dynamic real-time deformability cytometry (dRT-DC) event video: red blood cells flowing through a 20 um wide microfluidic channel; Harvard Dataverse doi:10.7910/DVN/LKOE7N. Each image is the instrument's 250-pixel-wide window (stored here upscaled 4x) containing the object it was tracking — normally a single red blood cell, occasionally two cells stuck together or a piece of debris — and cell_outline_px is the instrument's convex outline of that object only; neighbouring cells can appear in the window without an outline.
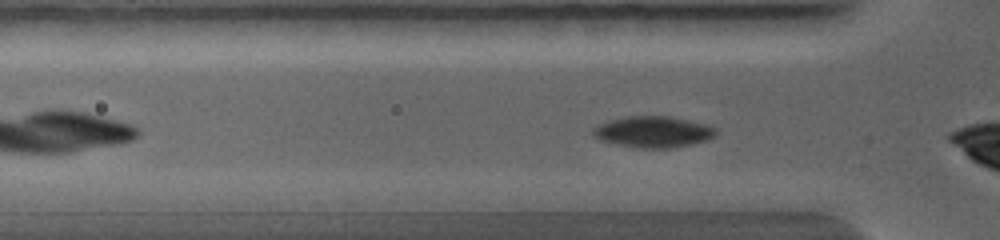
{"species": "common noctule bat (a hibernating species)", "species_latin": "Nyctalus noctula", "temperature_condition": "warm", "stored_images_in_passage": 46, "camera_frame_rate_fps": 5000, "um_per_image_px": 0.085, "animal": {"sex": "female", "body_mass_g": 19.0, "forearm_length_mm": 56.7}, "frame": {"image": 1, "passage_image": 8, "time_ms": 1.0, "image_size_px": [1000, 240], "cell_outline_px": [[712, 136], [704, 140], [676, 148], [632, 148], [600, 140], [592, 132], [596, 128], [604, 124], [616, 120], [632, 116], [664, 116], [712, 128]], "centroid_in_image_um": [55.43, 11.26], "position_along_channel_um": 70.4, "area_um2": 20.92}}
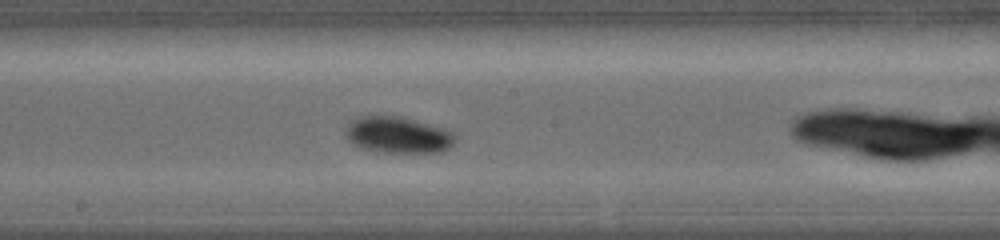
{"frame": {"image": 2, "passage_image": 28, "time_ms": 3.6, "image_size_px": [1000, 240], "cell_outline_px": [[452, 144], [444, 152], [380, 152], [360, 148], [348, 140], [348, 128], [356, 120], [364, 116], [392, 116], [448, 132], [452, 136]], "centroid_in_image_um": [33.75, 11.53], "position_along_channel_um": 214.4, "area_um2": 21.5}}
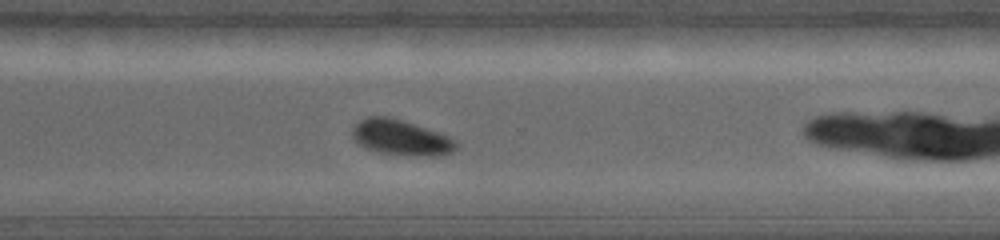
{"frame": {"image": 3, "passage_image": 44, "time_ms": 5.8, "image_size_px": [1000, 240], "cell_outline_px": [[456, 144], [448, 152], [440, 156], [412, 156], [380, 152], [364, 144], [356, 136], [356, 128], [364, 120], [372, 116], [384, 116], [444, 136], [452, 140]], "centroid_in_image_um": [34.13, 11.74], "position_along_channel_um": 336.5, "area_um2": 19.07}}